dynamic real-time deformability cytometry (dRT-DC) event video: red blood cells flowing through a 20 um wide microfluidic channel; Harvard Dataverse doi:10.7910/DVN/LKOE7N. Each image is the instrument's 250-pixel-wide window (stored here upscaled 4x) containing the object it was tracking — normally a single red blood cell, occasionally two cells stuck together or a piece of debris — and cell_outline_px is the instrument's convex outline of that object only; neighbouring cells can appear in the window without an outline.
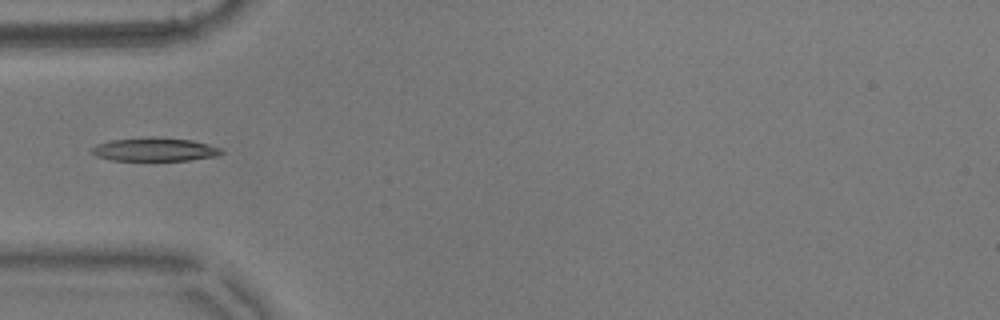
{"species": "common noctule bat (a hibernating species)", "species_latin": "Nyctalus noctula", "temperature_condition": "warm", "stored_images_in_passage": 39, "camera_frame_rate_fps": 3000, "um_per_image_px": 0.085, "animal": {"sex": "male", "body_mass_g": 17.9}, "frame": {"image": 1, "passage_image": 1, "time_ms": 0.0, "image_size_px": [1000, 320], "cell_outline_px": [[224, 152], [216, 156], [188, 160], [112, 160], [96, 156], [92, 152], [92, 148], [96, 144], [112, 140], [148, 136], [152, 136], [192, 140], [208, 144], [220, 148]], "centroid_in_image_um": [13.14, 12.69], "position_along_channel_um": 71.9, "area_um2": 17.69}}
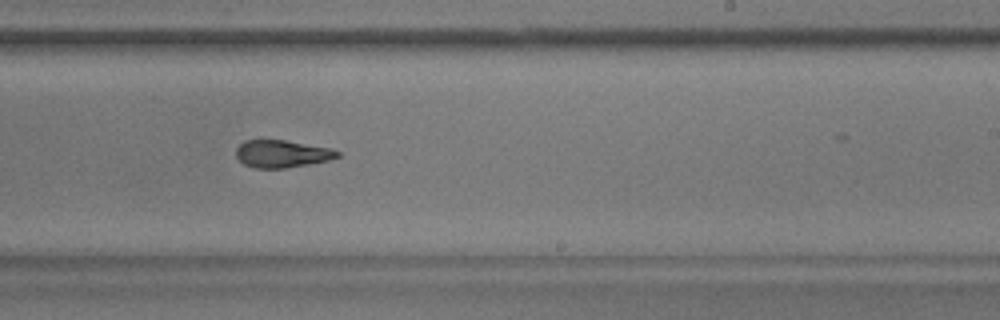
{"frame": {"image": 2, "passage_image": 17, "time_ms": 5.333, "image_size_px": [1000, 320], "cell_outline_px": [[340, 156], [328, 160], [308, 164], [284, 168], [256, 168], [244, 164], [236, 156], [236, 148], [244, 140], [284, 140], [332, 148], [340, 152]], "centroid_in_image_um": [23.97, 13.07], "position_along_channel_um": 265.0, "area_um2": 16.13}}
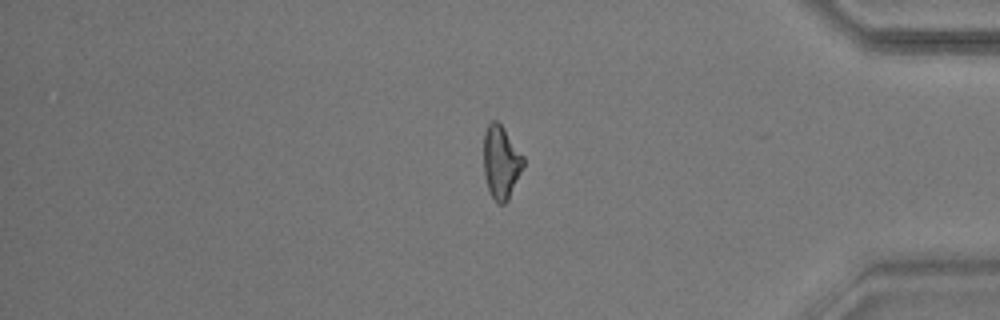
{"frame": {"image": 3, "passage_image": 30, "time_ms": 9.667, "image_size_px": [1000, 320], "cell_outline_px": [[524, 164], [508, 200], [504, 204], [496, 204], [488, 188], [484, 176], [484, 132], [488, 124], [492, 120], [496, 120], [504, 128], [524, 156]], "centroid_in_image_um": [42.58, 13.78], "position_along_channel_um": 392.6, "area_um2": 16.88}}